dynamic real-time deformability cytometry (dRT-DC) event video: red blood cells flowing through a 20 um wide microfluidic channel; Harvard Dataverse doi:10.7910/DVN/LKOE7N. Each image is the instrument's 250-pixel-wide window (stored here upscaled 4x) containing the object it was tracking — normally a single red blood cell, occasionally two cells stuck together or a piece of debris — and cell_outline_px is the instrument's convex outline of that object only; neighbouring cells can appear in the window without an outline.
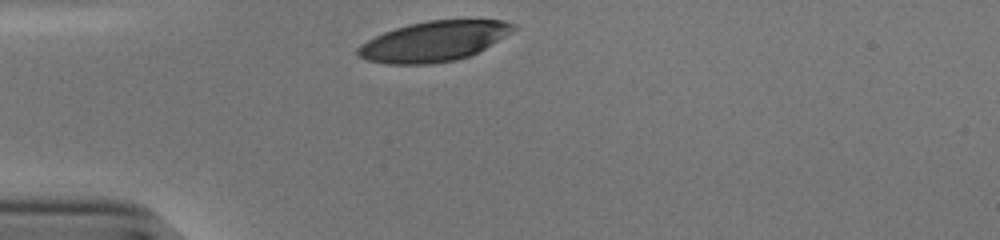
{"species": "human", "species_latin": "Homo sapiens", "temperature_condition": "cold", "stored_images_in_passage": 29, "camera_frame_rate_fps": 3000, "um_per_image_px": 0.085, "donor": {"sex": "male"}, "frame": {"image": 1, "passage_image": 1, "time_ms": 0.0, "image_size_px": [1000, 240], "cell_outline_px": [[520, 28], [484, 48], [468, 56], [456, 60], [432, 64], [388, 64], [364, 60], [356, 56], [356, 48], [360, 44], [384, 32], [408, 24], [428, 20], [504, 20], [516, 24]], "centroid_in_image_um": [36.86, 3.51], "position_along_channel_um": 48.1, "area_um2": 36.53}}
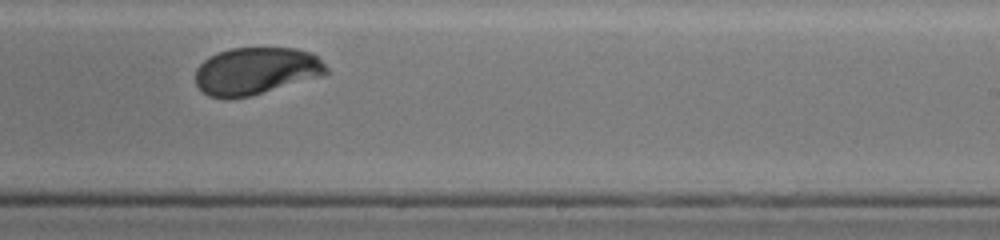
{"frame": {"image": 2, "passage_image": 20, "time_ms": 6.333, "image_size_px": [1000, 240], "cell_outline_px": [[328, 72], [324, 76], [252, 96], [224, 100], [208, 96], [196, 84], [196, 68], [204, 60], [220, 52], [232, 48], [296, 48], [312, 52], [328, 68]], "centroid_in_image_um": [21.78, 6.06], "position_along_channel_um": 267.2, "area_um2": 36.41}}
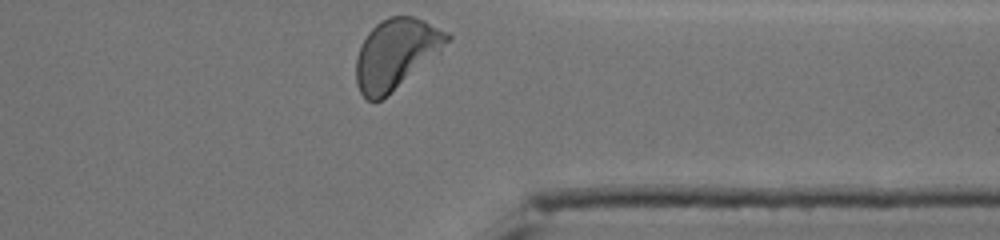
{"frame": {"image": 3, "passage_image": 29, "time_ms": 9.333, "image_size_px": [1000, 240], "cell_outline_px": [[452, 40], [440, 56], [388, 96], [380, 100], [368, 100], [360, 92], [356, 84], [356, 56], [360, 44], [368, 32], [380, 20], [388, 16], [412, 16], [424, 20], [448, 32], [452, 36]], "centroid_in_image_um": [33.72, 4.58], "position_along_channel_um": 377.7, "area_um2": 38.38}, "authors_computed_cell_mechanics": {"area_um2": 37.4544, "velocity_mm_per_s": 3.798, "shape_relaxation_time_tau1_ms": 3.5844, "shape_relaxation_time_tau2_ms": null, "deformation_change_tau1": 0.1688, "deformation_change_tau2": null}}